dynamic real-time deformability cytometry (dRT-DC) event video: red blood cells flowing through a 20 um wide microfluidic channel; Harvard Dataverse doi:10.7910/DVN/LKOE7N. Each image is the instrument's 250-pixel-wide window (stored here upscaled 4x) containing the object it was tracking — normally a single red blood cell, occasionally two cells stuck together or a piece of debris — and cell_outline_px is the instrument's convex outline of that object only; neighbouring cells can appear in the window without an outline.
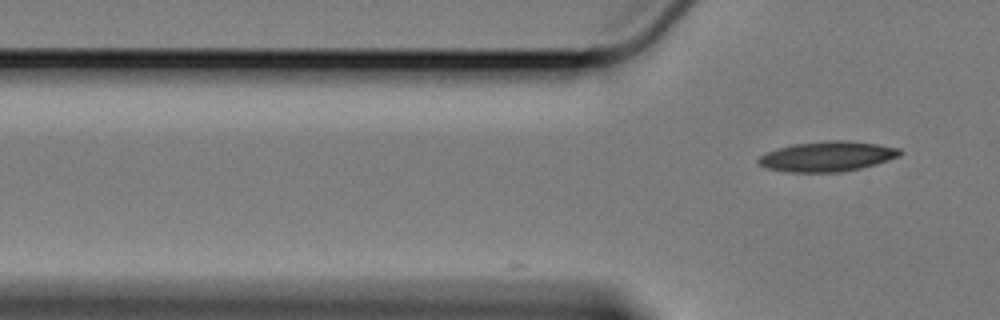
{"species": "Egyptian fruit bat (a non-hibernating species)", "species_latin": "Rousettus aegyptiacus", "temperature_condition": "cold", "stored_images_in_passage": 9, "camera_frame_rate_fps": 3000, "um_per_image_px": 0.085, "animal": {"sex": "female"}, "frame": {"image": 1, "passage_image": 9, "time_ms": 2.667, "image_size_px": [1000, 320], "cell_outline_px": [[904, 152], [900, 156], [860, 168], [840, 172], [792, 172], [768, 168], [760, 164], [756, 160], [760, 156], [768, 152], [792, 144], [824, 140], [848, 140], [876, 144], [900, 148]], "centroid_in_image_um": [70.35, 13.28], "position_along_channel_um": 55.5, "area_um2": 24.62}}